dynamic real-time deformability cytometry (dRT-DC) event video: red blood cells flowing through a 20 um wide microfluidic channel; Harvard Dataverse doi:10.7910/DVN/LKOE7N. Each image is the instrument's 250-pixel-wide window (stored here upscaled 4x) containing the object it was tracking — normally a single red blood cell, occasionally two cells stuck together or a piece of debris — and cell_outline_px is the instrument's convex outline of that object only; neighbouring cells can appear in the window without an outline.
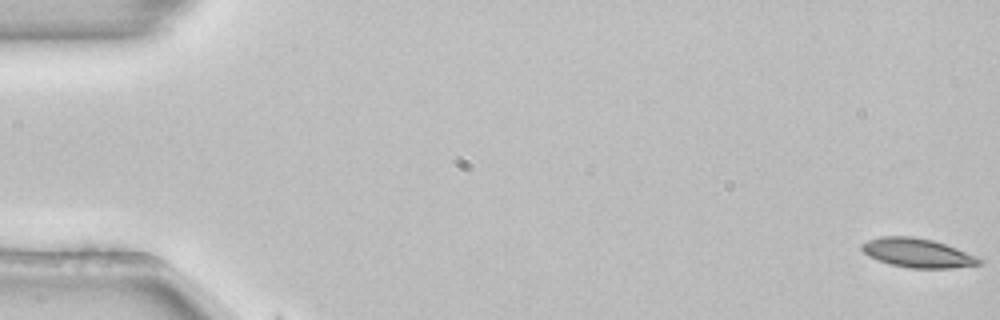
{"species": "common noctule bat (a hibernating species)", "species_latin": "Nyctalus noctula", "temperature_condition": "room temperature", "stored_images_in_passage": 3, "camera_frame_rate_fps": 3000, "um_per_image_px": 0.085, "animal": {"sex": "female", "body_mass_g": 22.7, "forearm_length_mm": 54.2}, "frame": {"image": 1, "passage_image": 1, "time_ms": 0.0, "image_size_px": [1000, 320], "cell_outline_px": [[984, 260], [980, 264], [952, 268], [908, 268], [892, 264], [868, 256], [860, 248], [860, 244], [868, 240], [880, 236], [912, 236], [932, 240], [956, 248], [976, 256]], "centroid_in_image_um": [77.97, 21.49], "position_along_channel_um": 7.0, "area_um2": 19.77}}